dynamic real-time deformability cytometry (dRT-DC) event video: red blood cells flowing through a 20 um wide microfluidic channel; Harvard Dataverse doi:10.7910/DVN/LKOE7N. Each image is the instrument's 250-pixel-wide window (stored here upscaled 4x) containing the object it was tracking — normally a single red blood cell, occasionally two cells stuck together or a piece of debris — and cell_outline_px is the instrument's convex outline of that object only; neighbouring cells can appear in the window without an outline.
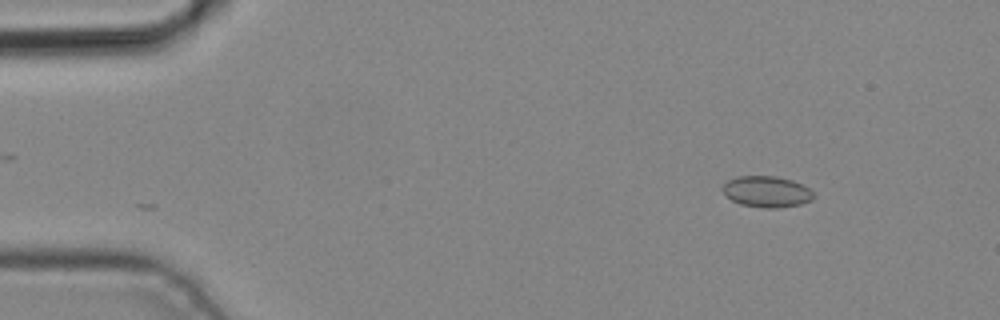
{"species": "common noctule bat (a hibernating species)", "species_latin": "Nyctalus noctula", "temperature_condition": "cold", "stored_images_in_passage": 3, "camera_frame_rate_fps": 3000, "um_per_image_px": 0.085, "animal": {"sex": "male", "body_mass_g": 19.2, "forearm_length_mm": 51.8}, "frame": {"image": 1, "passage_image": 1, "time_ms": 0.0, "image_size_px": [1000, 320], "cell_outline_px": [[816, 196], [812, 200], [800, 204], [776, 208], [764, 208], [740, 204], [732, 200], [720, 188], [728, 180], [736, 176], [776, 176], [792, 180], [816, 192]], "centroid_in_image_um": [65.19, 16.29], "position_along_channel_um": 19.8, "area_um2": 16.59}}
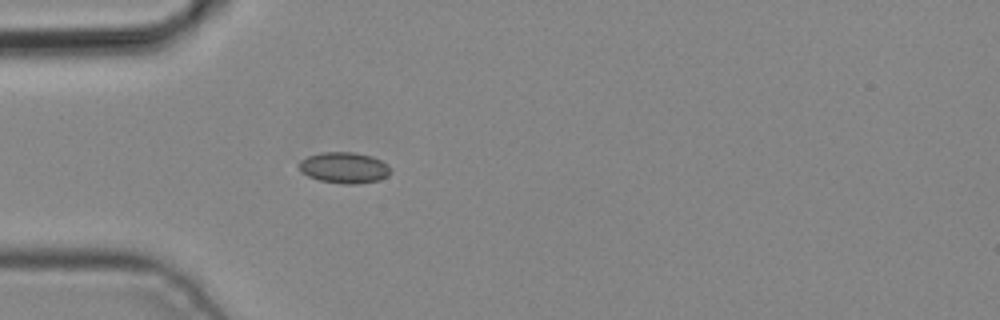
{"frame": {"image": 2, "passage_image": 3, "time_ms": 0.667, "image_size_px": [1000, 320], "cell_outline_px": [[388, 176], [380, 180], [356, 184], [344, 184], [320, 180], [308, 176], [300, 172], [300, 160], [308, 156], [324, 152], [352, 152], [372, 156], [388, 164]], "centroid_in_image_um": [29.25, 14.26], "position_along_channel_um": 55.8, "area_um2": 16.42}}